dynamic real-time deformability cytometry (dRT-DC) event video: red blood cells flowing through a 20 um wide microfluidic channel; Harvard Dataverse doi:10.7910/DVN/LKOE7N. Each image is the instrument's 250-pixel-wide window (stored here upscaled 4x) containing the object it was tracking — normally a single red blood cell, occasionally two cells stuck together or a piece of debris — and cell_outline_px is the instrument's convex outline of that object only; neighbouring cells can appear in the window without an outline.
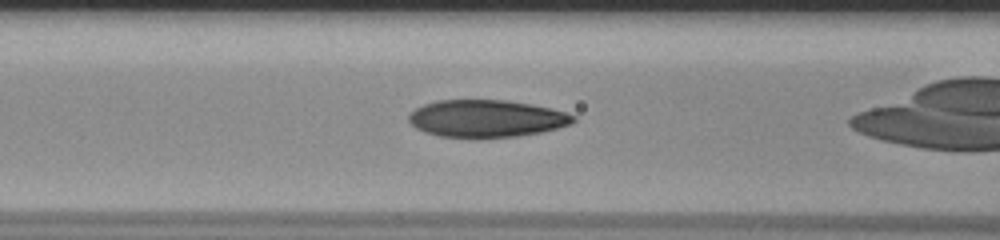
{"species": "human", "species_latin": "Homo sapiens", "temperature_condition": "room temperature", "stored_images_in_passage": 30, "camera_frame_rate_fps": 3000, "um_per_image_px": 0.085, "donor": {"sex": "male"}, "frame": {"image": 1, "passage_image": 8, "time_ms": 2.333, "image_size_px": [1000, 240], "cell_outline_px": [[576, 120], [572, 124], [540, 132], [516, 136], [476, 140], [440, 136], [424, 132], [416, 128], [408, 120], [408, 116], [416, 108], [424, 104], [436, 100], [508, 100], [532, 104], [552, 108], [576, 116]], "centroid_in_image_um": [41.34, 10.1], "position_along_channel_um": 125.3, "area_um2": 36.41}}
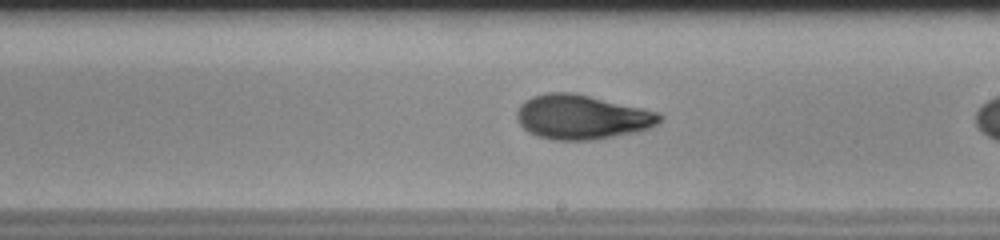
{"frame": {"image": 2, "passage_image": 17, "time_ms": 5.333, "image_size_px": [1000, 240], "cell_outline_px": [[664, 116], [656, 124], [648, 128], [636, 132], [592, 140], [552, 140], [536, 136], [528, 132], [516, 120], [516, 112], [520, 104], [524, 100], [532, 96], [548, 92], [576, 92], [660, 112]], "centroid_in_image_um": [49.43, 9.93], "position_along_channel_um": 239.6, "area_um2": 37.4}}
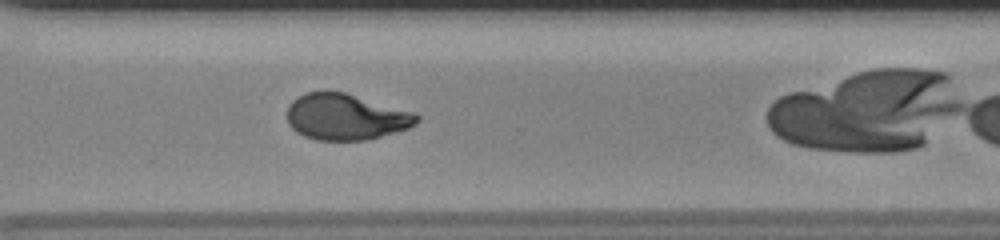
{"frame": {"image": 3, "passage_image": 25, "time_ms": 8.0, "image_size_px": [1000, 240], "cell_outline_px": [[420, 120], [416, 124], [408, 128], [396, 132], [368, 140], [316, 140], [304, 136], [296, 132], [288, 124], [288, 104], [296, 96], [304, 92], [324, 88], [344, 92], [416, 112], [420, 116]], "centroid_in_image_um": [29.38, 9.9], "position_along_channel_um": 341.2, "area_um2": 35.72}}